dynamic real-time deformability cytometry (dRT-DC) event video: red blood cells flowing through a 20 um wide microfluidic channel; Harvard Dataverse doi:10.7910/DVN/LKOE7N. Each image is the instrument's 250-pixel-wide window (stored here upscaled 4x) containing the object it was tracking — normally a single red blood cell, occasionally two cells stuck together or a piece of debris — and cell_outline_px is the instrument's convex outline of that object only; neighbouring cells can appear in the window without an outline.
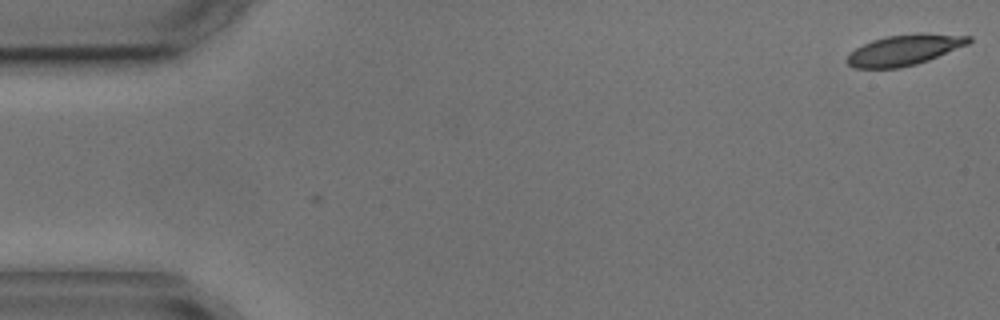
{"species": "common noctule bat (a hibernating species)", "species_latin": "Nyctalus noctula", "temperature_condition": "cold", "stored_images_in_passage": 2, "camera_frame_rate_fps": 3000, "um_per_image_px": 0.085, "animal": {"sex": "male", "body_mass_g": 17.9, "forearm_length_mm": 54.2}, "frame": {"image": 1, "passage_image": 2, "time_ms": 1.0, "image_size_px": [1000, 320], "cell_outline_px": [[972, 40], [968, 44], [928, 60], [916, 64], [900, 68], [856, 68], [848, 64], [848, 56], [856, 48], [872, 40], [888, 36], [924, 32], [972, 36]], "centroid_in_image_um": [76.92, 4.23], "position_along_channel_um": 8.1, "area_um2": 21.56}}